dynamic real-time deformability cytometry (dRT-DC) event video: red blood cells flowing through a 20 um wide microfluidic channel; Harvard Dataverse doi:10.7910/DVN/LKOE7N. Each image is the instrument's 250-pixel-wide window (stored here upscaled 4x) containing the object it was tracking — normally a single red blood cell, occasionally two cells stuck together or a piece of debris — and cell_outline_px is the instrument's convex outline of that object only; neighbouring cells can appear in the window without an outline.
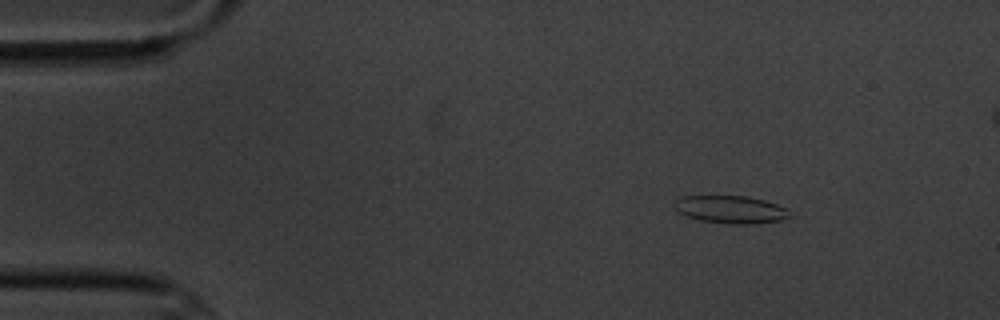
{"species": "common noctule bat (a hibernating species)", "species_latin": "Nyctalus noctula", "temperature_condition": "cold", "stored_images_in_passage": 10, "camera_frame_rate_fps": 3000, "um_per_image_px": 0.085, "animal": {"sex": "male", "body_mass_g": 20.1, "forearm_length_mm": 53.5}, "frame": {"image": 1, "passage_image": 2, "time_ms": 1.0, "image_size_px": [1000, 320], "cell_outline_px": [[792, 216], [784, 220], [752, 224], [728, 224], [700, 220], [676, 212], [676, 200], [680, 196], [748, 196], [764, 200], [776, 204], [784, 208]], "centroid_in_image_um": [62.12, 17.81], "position_along_channel_um": 22.9, "area_um2": 18.55}}
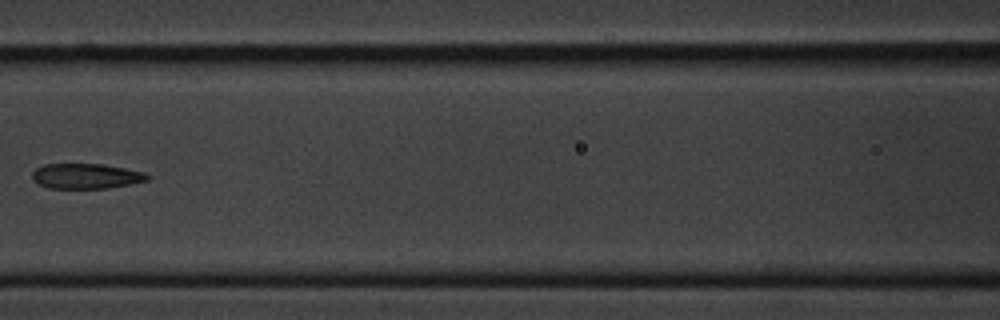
{"frame": {"image": 2, "passage_image": 7, "time_ms": 7.0, "image_size_px": [1000, 320], "cell_outline_px": [[152, 176], [148, 180], [108, 188], [48, 188], [36, 184], [32, 180], [32, 172], [36, 168], [44, 164], [104, 164], [144, 172]], "centroid_in_image_um": [7.28, 14.97], "position_along_channel_um": 159.3, "area_um2": 16.99}}
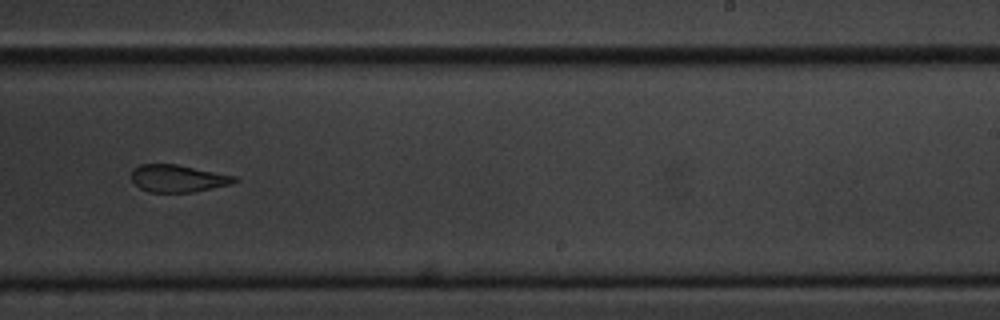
{"frame": {"image": 3, "passage_image": 10, "time_ms": 10.333, "image_size_px": [1000, 320], "cell_outline_px": [[240, 180], [232, 184], [192, 192], [148, 192], [140, 188], [132, 180], [132, 168], [140, 164], [176, 164], [236, 176]], "centroid_in_image_um": [15.13, 15.16], "position_along_channel_um": 273.9, "area_um2": 16.42}}